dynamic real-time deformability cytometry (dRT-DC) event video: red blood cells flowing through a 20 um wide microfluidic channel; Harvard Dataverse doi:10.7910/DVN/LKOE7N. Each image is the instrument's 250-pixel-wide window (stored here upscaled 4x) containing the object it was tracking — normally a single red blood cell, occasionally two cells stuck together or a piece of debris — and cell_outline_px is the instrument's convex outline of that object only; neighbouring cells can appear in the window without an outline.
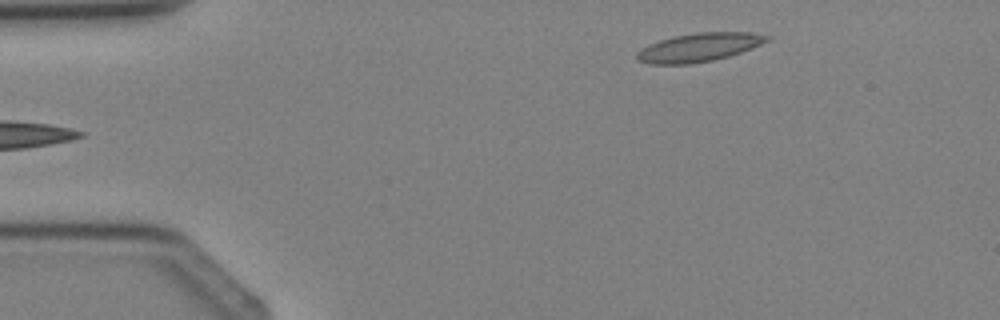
{"species": "Egyptian fruit bat (a non-hibernating species)", "species_latin": "Rousettus aegyptiacus", "temperature_condition": "cold", "stored_images_in_passage": 3, "camera_frame_rate_fps": 3000, "um_per_image_px": 0.085, "animal": {"sex": "female"}, "frame": {"image": 1, "passage_image": 3, "time_ms": 2.333, "image_size_px": [1000, 320], "cell_outline_px": [[772, 36], [768, 40], [752, 48], [728, 56], [712, 60], [688, 64], [648, 64], [636, 60], [636, 52], [640, 48], [648, 44], [660, 40], [676, 36], [696, 32], [748, 32]], "centroid_in_image_um": [59.36, 4.02], "position_along_channel_um": 25.6, "area_um2": 21.56}}